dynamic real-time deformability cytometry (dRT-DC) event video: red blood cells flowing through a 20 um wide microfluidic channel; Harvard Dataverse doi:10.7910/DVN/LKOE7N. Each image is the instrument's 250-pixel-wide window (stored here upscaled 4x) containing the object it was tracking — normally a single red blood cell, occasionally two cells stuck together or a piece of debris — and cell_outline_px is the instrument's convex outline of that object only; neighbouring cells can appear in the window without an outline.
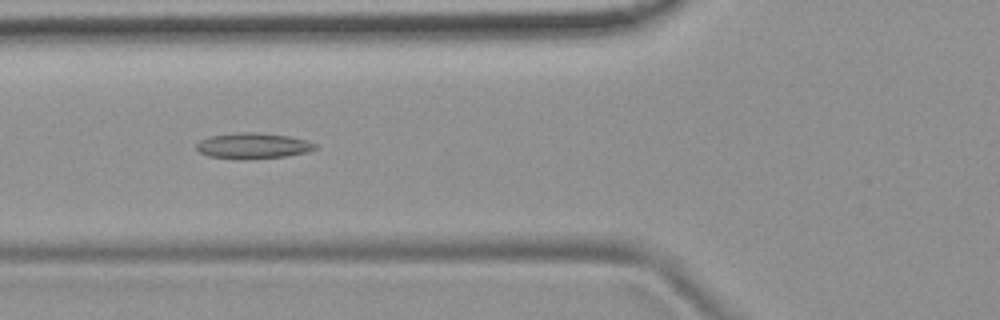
{"species": "common noctule bat (a hibernating species)", "species_latin": "Nyctalus noctula", "temperature_condition": "room temperature", "stored_images_in_passage": 6, "camera_frame_rate_fps": 3000, "um_per_image_px": 0.085, "animal": {"sex": "female", "body_mass_g": 19.9}, "frame": {"image": 1, "passage_image": 4, "time_ms": 1.0, "image_size_px": [1000, 320], "cell_outline_px": [[316, 148], [308, 152], [284, 156], [244, 160], [240, 160], [208, 156], [200, 152], [196, 148], [196, 144], [200, 140], [208, 136], [236, 132], [256, 132], [288, 136], [304, 140], [316, 144]], "centroid_in_image_um": [21.44, 12.39], "position_along_channel_um": 104.4, "area_um2": 17.92}}
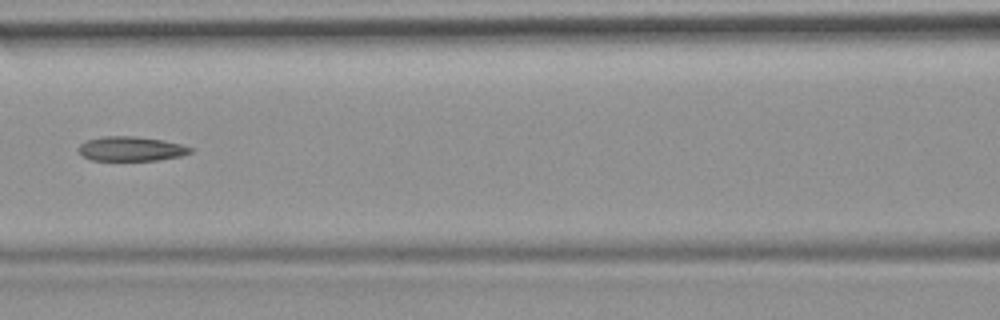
{"frame": {"image": 2, "passage_image": 5, "time_ms": 1.333, "image_size_px": [1000, 320], "cell_outline_px": [[196, 148], [192, 152], [180, 156], [160, 160], [92, 160], [80, 156], [76, 148], [80, 144], [88, 140], [104, 136], [136, 136], [164, 140]], "centroid_in_image_um": [11.14, 12.65], "position_along_channel_um": 155.5, "area_um2": 16.18}}
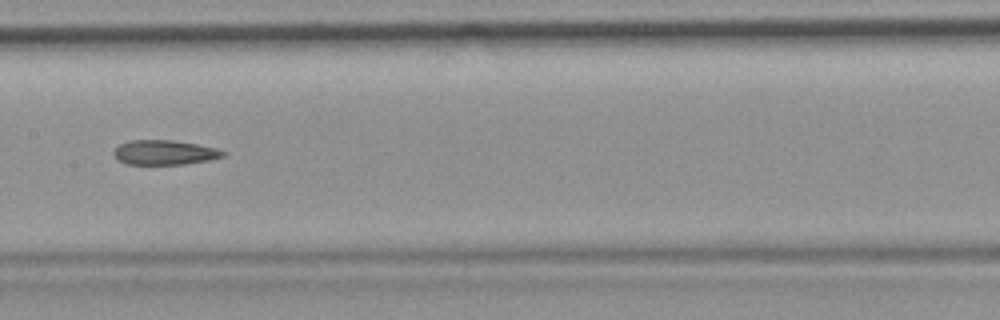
{"frame": {"image": 3, "passage_image": 6, "time_ms": 1.667, "image_size_px": [1000, 320], "cell_outline_px": [[228, 152], [224, 156], [208, 160], [184, 164], [128, 164], [120, 160], [112, 152], [120, 144], [128, 140], [172, 140], [196, 144], [216, 148]], "centroid_in_image_um": [14.0, 12.95], "position_along_channel_um": 193.4, "area_um2": 15.55}}